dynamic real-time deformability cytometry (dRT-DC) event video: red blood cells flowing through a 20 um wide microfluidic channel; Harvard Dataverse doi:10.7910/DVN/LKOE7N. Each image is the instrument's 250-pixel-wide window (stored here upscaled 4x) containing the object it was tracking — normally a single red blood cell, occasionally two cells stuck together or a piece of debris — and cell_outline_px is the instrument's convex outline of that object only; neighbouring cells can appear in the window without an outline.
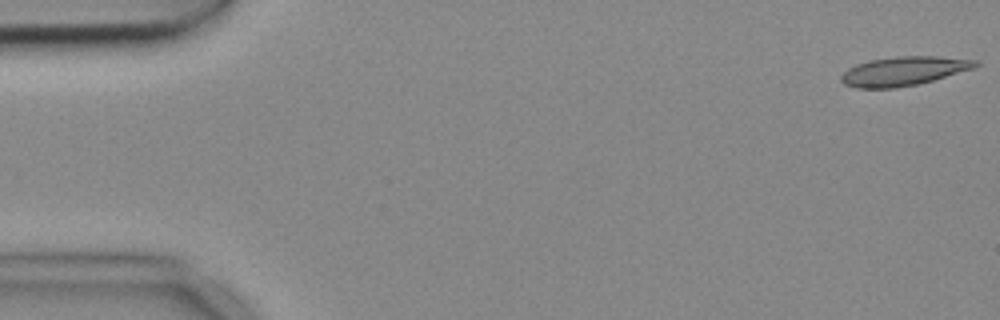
{"species": "common noctule bat (a hibernating species)", "species_latin": "Nyctalus noctula", "temperature_condition": "cold", "stored_images_in_passage": 5, "camera_frame_rate_fps": 3000, "um_per_image_px": 0.085, "animal": {"sex": "female", "body_mass_g": 18.4}, "frame": {"image": 1, "passage_image": 1, "time_ms": 0.0, "image_size_px": [1000, 320], "cell_outline_px": [[980, 64], [972, 68], [932, 80], [916, 84], [896, 88], [856, 88], [844, 84], [840, 80], [840, 76], [848, 68], [856, 64], [868, 60], [896, 56], [936, 56], [980, 60]], "centroid_in_image_um": [76.77, 6.03], "position_along_channel_um": 8.2, "area_um2": 22.66}}
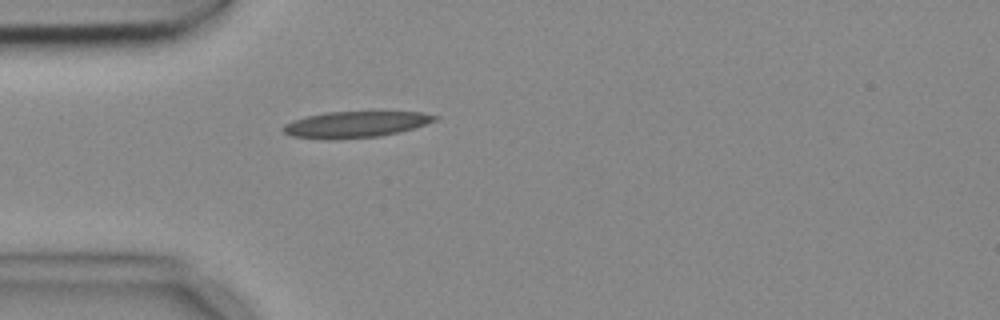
{"frame": {"image": 2, "passage_image": 5, "time_ms": 1.333, "image_size_px": [1000, 320], "cell_outline_px": [[440, 116], [436, 120], [412, 128], [380, 136], [328, 140], [324, 140], [292, 136], [284, 132], [280, 128], [284, 124], [292, 120], [324, 112], [420, 112]], "centroid_in_image_um": [30.14, 10.58], "position_along_channel_um": 54.9, "area_um2": 23.06}}